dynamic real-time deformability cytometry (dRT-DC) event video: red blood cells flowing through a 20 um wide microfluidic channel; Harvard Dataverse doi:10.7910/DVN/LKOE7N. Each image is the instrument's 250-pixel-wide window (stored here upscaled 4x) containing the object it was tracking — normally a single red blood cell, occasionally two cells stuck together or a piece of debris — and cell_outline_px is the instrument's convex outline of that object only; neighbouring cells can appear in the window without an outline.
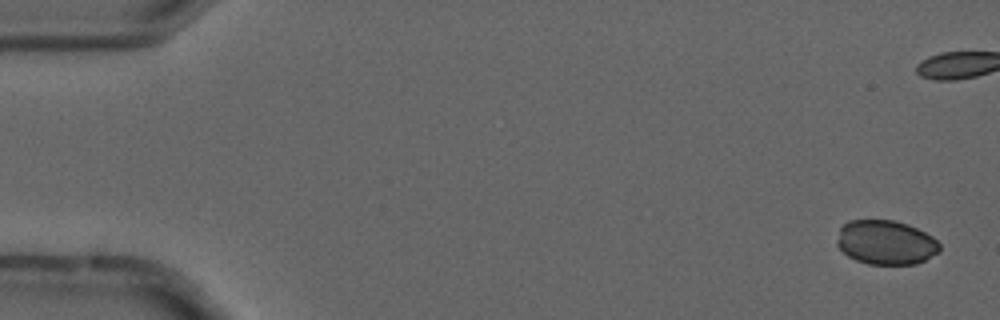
{"species": "common noctule bat (a hibernating species)", "species_latin": "Nyctalus noctula", "temperature_condition": "cold", "stored_images_in_passage": 5, "camera_frame_rate_fps": 3000, "um_per_image_px": 0.085, "animal": {"sex": "male", "forearm_length_mm": 52.5}, "frame": {"image": 1, "passage_image": 5, "time_ms": 1.333, "image_size_px": [1000, 320], "cell_outline_px": [[940, 252], [916, 264], [868, 264], [856, 260], [848, 256], [836, 244], [836, 240], [840, 228], [848, 220], [892, 220], [908, 224], [932, 236], [940, 244]], "centroid_in_image_um": [75.29, 20.6], "position_along_channel_um": 9.7, "area_um2": 26.53}}